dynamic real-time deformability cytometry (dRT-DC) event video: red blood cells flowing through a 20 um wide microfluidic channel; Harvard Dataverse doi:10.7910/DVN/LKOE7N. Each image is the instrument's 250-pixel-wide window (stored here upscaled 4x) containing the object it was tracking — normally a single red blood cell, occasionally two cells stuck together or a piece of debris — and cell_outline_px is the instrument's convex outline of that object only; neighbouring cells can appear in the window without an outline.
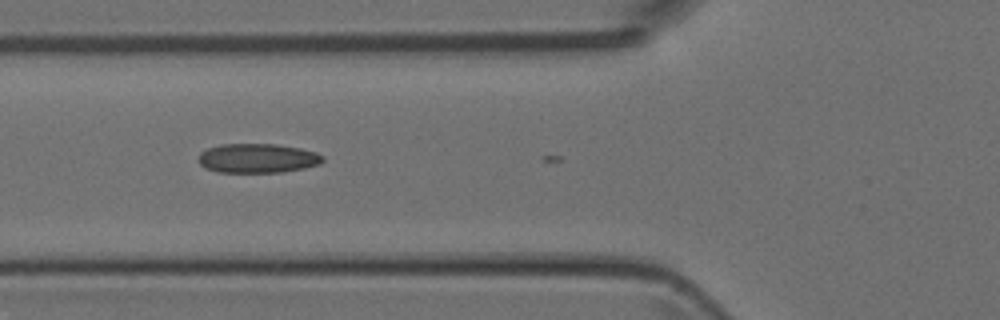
{"species": "Egyptian fruit bat (a non-hibernating species)", "species_latin": "Rousettus aegyptiacus", "temperature_condition": "room temperature", "stored_images_in_passage": 4, "camera_frame_rate_fps": 3000, "um_per_image_px": 0.085, "animal": {"sex": "female"}, "frame": {"image": 1, "passage_image": 2, "time_ms": 0.333, "image_size_px": [1000, 320], "cell_outline_px": [[324, 160], [320, 164], [304, 168], [280, 172], [216, 172], [204, 168], [200, 164], [200, 152], [208, 148], [220, 144], [276, 144], [300, 148], [316, 152], [324, 156]], "centroid_in_image_um": [21.9, 13.45], "position_along_channel_um": 103.9, "area_um2": 21.27}}